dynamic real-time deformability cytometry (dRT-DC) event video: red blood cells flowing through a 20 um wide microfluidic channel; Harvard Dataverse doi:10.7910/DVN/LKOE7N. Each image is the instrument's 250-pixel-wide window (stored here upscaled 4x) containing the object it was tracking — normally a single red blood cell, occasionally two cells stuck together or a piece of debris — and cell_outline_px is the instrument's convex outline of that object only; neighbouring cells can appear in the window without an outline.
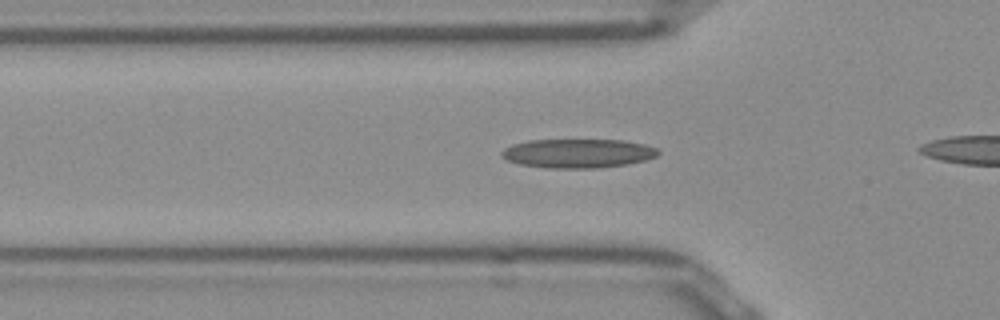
{"species": "Egyptian fruit bat (a non-hibernating species)", "species_latin": "Rousettus aegyptiacus", "temperature_condition": "room temperature", "stored_images_in_passage": 35, "camera_frame_rate_fps": 3000, "um_per_image_px": 0.085, "frame": {"image": 1, "passage_image": 11, "time_ms": 3.333, "image_size_px": [1000, 320], "cell_outline_px": [[660, 152], [656, 156], [644, 160], [624, 164], [596, 168], [548, 168], [520, 164], [508, 160], [500, 156], [500, 152], [504, 148], [512, 144], [528, 140], [624, 140], [644, 144], [656, 148]], "centroid_in_image_um": [49.08, 13.03], "position_along_channel_um": 76.7, "area_um2": 26.36}}
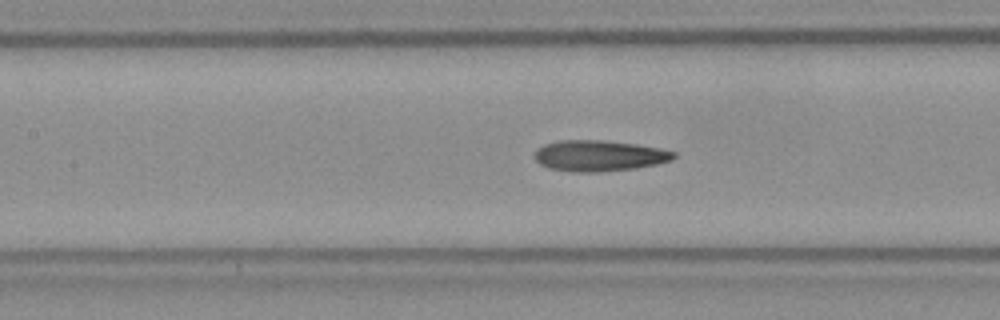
{"frame": {"image": 2, "passage_image": 17, "time_ms": 5.333, "image_size_px": [1000, 320], "cell_outline_px": [[676, 156], [672, 160], [656, 164], [632, 168], [596, 172], [572, 172], [548, 168], [540, 164], [532, 156], [536, 148], [544, 144], [560, 140], [604, 140], [636, 144], [660, 148], [676, 152]], "centroid_in_image_um": [50.88, 13.23], "position_along_channel_um": 156.5, "area_um2": 25.2}}
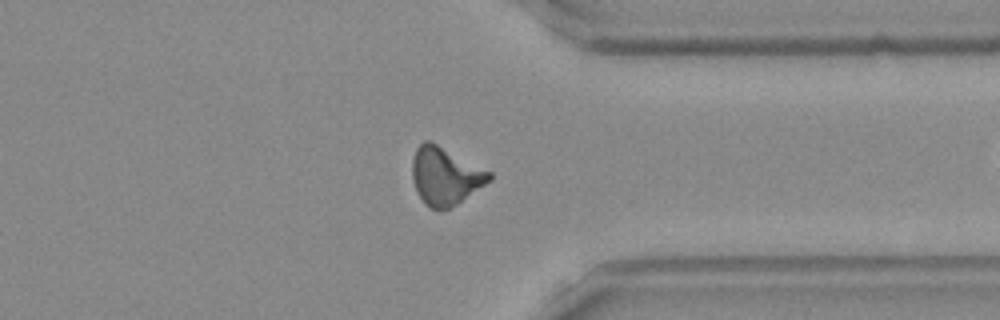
{"frame": {"image": 3, "passage_image": 34, "time_ms": 11.0, "image_size_px": [1000, 320], "cell_outline_px": [[492, 180], [456, 204], [448, 208], [432, 208], [424, 204], [416, 192], [412, 180], [412, 160], [416, 148], [424, 140], [428, 140], [492, 172]], "centroid_in_image_um": [37.83, 14.96], "position_along_channel_um": 373.6, "area_um2": 25.66}}